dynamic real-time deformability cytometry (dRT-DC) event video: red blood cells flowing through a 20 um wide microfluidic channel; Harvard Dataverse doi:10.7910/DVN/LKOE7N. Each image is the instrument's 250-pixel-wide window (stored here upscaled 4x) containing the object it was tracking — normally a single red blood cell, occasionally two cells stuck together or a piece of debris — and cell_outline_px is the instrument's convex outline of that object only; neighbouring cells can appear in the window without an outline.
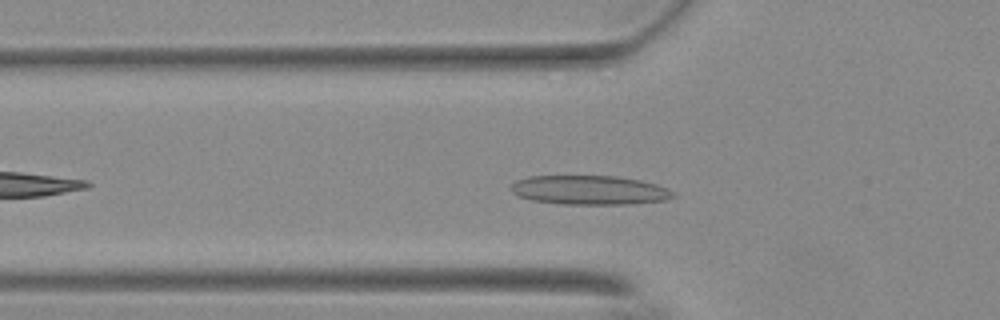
{"species": "Egyptian fruit bat (a non-hibernating species)", "species_latin": "Rousettus aegyptiacus", "temperature_condition": "warm", "stored_images_in_passage": 45, "camera_frame_rate_fps": 3000, "um_per_image_px": 0.085, "animal": {"sex": "female"}, "frame": {"image": 1, "passage_image": 8, "time_ms": 2.333, "image_size_px": [1000, 320], "cell_outline_px": [[676, 196], [668, 200], [632, 204], [560, 204], [532, 200], [520, 196], [512, 192], [512, 184], [516, 180], [528, 176], [616, 176], [640, 180], [656, 184], [668, 188]], "centroid_in_image_um": [50.14, 16.16], "position_along_channel_um": 75.7, "area_um2": 27.63}}
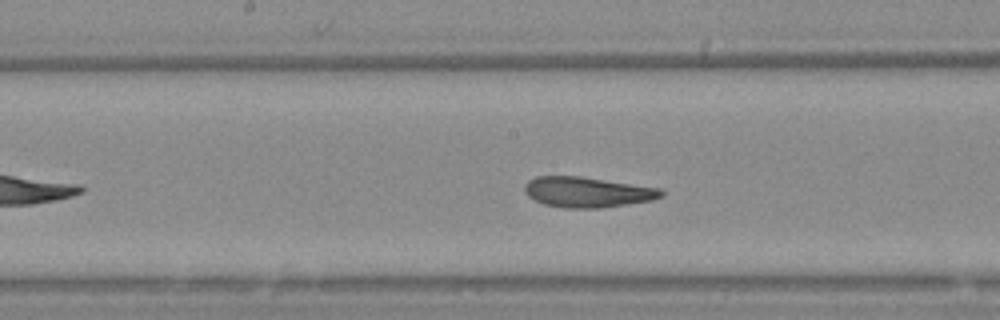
{"frame": {"image": 2, "passage_image": 18, "time_ms": 5.667, "image_size_px": [1000, 320], "cell_outline_px": [[664, 196], [652, 200], [600, 208], [560, 208], [544, 204], [528, 196], [524, 192], [524, 184], [528, 180], [536, 176], [580, 176], [660, 188], [664, 192]], "centroid_in_image_um": [49.9, 16.33], "position_along_channel_um": 198.3, "area_um2": 24.28}}
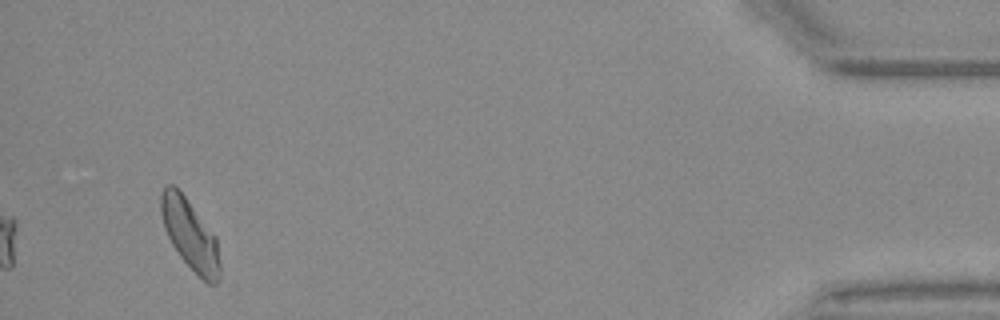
{"frame": {"image": 3, "passage_image": 42, "time_ms": 13.667, "image_size_px": [1000, 320], "cell_outline_px": [[220, 276], [216, 284], [208, 284], [180, 256], [172, 244], [164, 228], [160, 212], [160, 196], [164, 188], [168, 184], [172, 184], [184, 196], [216, 236], [220, 264]], "centroid_in_image_um": [16.15, 19.94], "position_along_channel_um": 419.0, "area_um2": 23.7}, "authors_computed_cell_mechanics": {"area_um2": 24.2182, "velocity_mm_per_s": 3.6742, "shape_relaxation_time_tau1_ms": 7.4078, "shape_relaxation_time_tau2_ms": 1.7579, "deformation_change_tau1": 0.1955, "deformation_change_tau2": 0.0999}}